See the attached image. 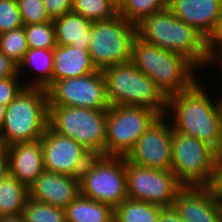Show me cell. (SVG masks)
I'll use <instances>...</instances> for the list:
<instances>
[{
  "label": "cell",
  "instance_id": "4fadbf2b",
  "mask_svg": "<svg viewBox=\"0 0 222 222\" xmlns=\"http://www.w3.org/2000/svg\"><path fill=\"white\" fill-rule=\"evenodd\" d=\"M173 129L166 118L160 116L140 135L125 159L137 166L171 171Z\"/></svg>",
  "mask_w": 222,
  "mask_h": 222
},
{
  "label": "cell",
  "instance_id": "ac0fdd59",
  "mask_svg": "<svg viewBox=\"0 0 222 222\" xmlns=\"http://www.w3.org/2000/svg\"><path fill=\"white\" fill-rule=\"evenodd\" d=\"M9 174L30 187L45 170L40 139L33 142H17L6 147Z\"/></svg>",
  "mask_w": 222,
  "mask_h": 222
},
{
  "label": "cell",
  "instance_id": "f1b7e54d",
  "mask_svg": "<svg viewBox=\"0 0 222 222\" xmlns=\"http://www.w3.org/2000/svg\"><path fill=\"white\" fill-rule=\"evenodd\" d=\"M27 44L30 49H54L56 47V38L54 25L52 21L23 25Z\"/></svg>",
  "mask_w": 222,
  "mask_h": 222
},
{
  "label": "cell",
  "instance_id": "8d00e7d4",
  "mask_svg": "<svg viewBox=\"0 0 222 222\" xmlns=\"http://www.w3.org/2000/svg\"><path fill=\"white\" fill-rule=\"evenodd\" d=\"M158 222H184L173 206L160 207Z\"/></svg>",
  "mask_w": 222,
  "mask_h": 222
},
{
  "label": "cell",
  "instance_id": "60d3db41",
  "mask_svg": "<svg viewBox=\"0 0 222 222\" xmlns=\"http://www.w3.org/2000/svg\"><path fill=\"white\" fill-rule=\"evenodd\" d=\"M7 106L0 104V130L2 129V125L5 119Z\"/></svg>",
  "mask_w": 222,
  "mask_h": 222
},
{
  "label": "cell",
  "instance_id": "7402d4cb",
  "mask_svg": "<svg viewBox=\"0 0 222 222\" xmlns=\"http://www.w3.org/2000/svg\"><path fill=\"white\" fill-rule=\"evenodd\" d=\"M66 222H114V209L79 194L66 208Z\"/></svg>",
  "mask_w": 222,
  "mask_h": 222
},
{
  "label": "cell",
  "instance_id": "8fae6325",
  "mask_svg": "<svg viewBox=\"0 0 222 222\" xmlns=\"http://www.w3.org/2000/svg\"><path fill=\"white\" fill-rule=\"evenodd\" d=\"M49 106H71L108 110L106 81L101 70L76 77L57 80L48 90Z\"/></svg>",
  "mask_w": 222,
  "mask_h": 222
},
{
  "label": "cell",
  "instance_id": "3957f363",
  "mask_svg": "<svg viewBox=\"0 0 222 222\" xmlns=\"http://www.w3.org/2000/svg\"><path fill=\"white\" fill-rule=\"evenodd\" d=\"M131 62L153 80L166 98L191 88L198 81L199 69L190 60L146 43L138 36L132 42Z\"/></svg>",
  "mask_w": 222,
  "mask_h": 222
},
{
  "label": "cell",
  "instance_id": "4316f807",
  "mask_svg": "<svg viewBox=\"0 0 222 222\" xmlns=\"http://www.w3.org/2000/svg\"><path fill=\"white\" fill-rule=\"evenodd\" d=\"M72 11L91 22L110 20L118 15L107 0H72Z\"/></svg>",
  "mask_w": 222,
  "mask_h": 222
},
{
  "label": "cell",
  "instance_id": "5bb4252c",
  "mask_svg": "<svg viewBox=\"0 0 222 222\" xmlns=\"http://www.w3.org/2000/svg\"><path fill=\"white\" fill-rule=\"evenodd\" d=\"M45 171L80 177L93 155L80 143L47 127L40 139Z\"/></svg>",
  "mask_w": 222,
  "mask_h": 222
},
{
  "label": "cell",
  "instance_id": "4dcf8cb0",
  "mask_svg": "<svg viewBox=\"0 0 222 222\" xmlns=\"http://www.w3.org/2000/svg\"><path fill=\"white\" fill-rule=\"evenodd\" d=\"M22 26L16 0H0V34Z\"/></svg>",
  "mask_w": 222,
  "mask_h": 222
},
{
  "label": "cell",
  "instance_id": "d4e9b609",
  "mask_svg": "<svg viewBox=\"0 0 222 222\" xmlns=\"http://www.w3.org/2000/svg\"><path fill=\"white\" fill-rule=\"evenodd\" d=\"M22 217L25 222H66V211L63 207L28 198Z\"/></svg>",
  "mask_w": 222,
  "mask_h": 222
},
{
  "label": "cell",
  "instance_id": "6da1fadb",
  "mask_svg": "<svg viewBox=\"0 0 222 222\" xmlns=\"http://www.w3.org/2000/svg\"><path fill=\"white\" fill-rule=\"evenodd\" d=\"M201 85L198 80L191 88L167 97L164 116H169L173 131L196 137L218 153L222 151V97L211 100Z\"/></svg>",
  "mask_w": 222,
  "mask_h": 222
},
{
  "label": "cell",
  "instance_id": "2e32d148",
  "mask_svg": "<svg viewBox=\"0 0 222 222\" xmlns=\"http://www.w3.org/2000/svg\"><path fill=\"white\" fill-rule=\"evenodd\" d=\"M173 207L184 222H220L218 202L208 186H183Z\"/></svg>",
  "mask_w": 222,
  "mask_h": 222
},
{
  "label": "cell",
  "instance_id": "5b68a950",
  "mask_svg": "<svg viewBox=\"0 0 222 222\" xmlns=\"http://www.w3.org/2000/svg\"><path fill=\"white\" fill-rule=\"evenodd\" d=\"M102 72L110 105L143 106L160 116L165 115L167 98L131 61L110 66Z\"/></svg>",
  "mask_w": 222,
  "mask_h": 222
},
{
  "label": "cell",
  "instance_id": "44dd1931",
  "mask_svg": "<svg viewBox=\"0 0 222 222\" xmlns=\"http://www.w3.org/2000/svg\"><path fill=\"white\" fill-rule=\"evenodd\" d=\"M36 70L33 79L26 82L25 87H38L48 90L53 85V49H28L18 64V75H25L26 68Z\"/></svg>",
  "mask_w": 222,
  "mask_h": 222
},
{
  "label": "cell",
  "instance_id": "9a60e30c",
  "mask_svg": "<svg viewBox=\"0 0 222 222\" xmlns=\"http://www.w3.org/2000/svg\"><path fill=\"white\" fill-rule=\"evenodd\" d=\"M168 8L209 41L221 19L222 0H168Z\"/></svg>",
  "mask_w": 222,
  "mask_h": 222
},
{
  "label": "cell",
  "instance_id": "f35d334b",
  "mask_svg": "<svg viewBox=\"0 0 222 222\" xmlns=\"http://www.w3.org/2000/svg\"><path fill=\"white\" fill-rule=\"evenodd\" d=\"M0 222H25L22 215L0 217Z\"/></svg>",
  "mask_w": 222,
  "mask_h": 222
},
{
  "label": "cell",
  "instance_id": "e575fe53",
  "mask_svg": "<svg viewBox=\"0 0 222 222\" xmlns=\"http://www.w3.org/2000/svg\"><path fill=\"white\" fill-rule=\"evenodd\" d=\"M209 50H210V64L215 66L219 65L218 67H222V36H213L209 41ZM220 63V64H218ZM217 64V65H216Z\"/></svg>",
  "mask_w": 222,
  "mask_h": 222
},
{
  "label": "cell",
  "instance_id": "7a4b0ae2",
  "mask_svg": "<svg viewBox=\"0 0 222 222\" xmlns=\"http://www.w3.org/2000/svg\"><path fill=\"white\" fill-rule=\"evenodd\" d=\"M137 36L146 43L184 56L198 69L209 66L208 40L194 27L182 22L168 7L137 24Z\"/></svg>",
  "mask_w": 222,
  "mask_h": 222
},
{
  "label": "cell",
  "instance_id": "7c38bea8",
  "mask_svg": "<svg viewBox=\"0 0 222 222\" xmlns=\"http://www.w3.org/2000/svg\"><path fill=\"white\" fill-rule=\"evenodd\" d=\"M128 198L149 202L160 207L173 206L183 185L172 171L145 168L125 159Z\"/></svg>",
  "mask_w": 222,
  "mask_h": 222
},
{
  "label": "cell",
  "instance_id": "e0dca14e",
  "mask_svg": "<svg viewBox=\"0 0 222 222\" xmlns=\"http://www.w3.org/2000/svg\"><path fill=\"white\" fill-rule=\"evenodd\" d=\"M29 198L66 208L79 194V178L43 171L28 187Z\"/></svg>",
  "mask_w": 222,
  "mask_h": 222
},
{
  "label": "cell",
  "instance_id": "1f68e13d",
  "mask_svg": "<svg viewBox=\"0 0 222 222\" xmlns=\"http://www.w3.org/2000/svg\"><path fill=\"white\" fill-rule=\"evenodd\" d=\"M23 79L20 76L0 78V104L8 106L15 99L25 87Z\"/></svg>",
  "mask_w": 222,
  "mask_h": 222
},
{
  "label": "cell",
  "instance_id": "30bf717a",
  "mask_svg": "<svg viewBox=\"0 0 222 222\" xmlns=\"http://www.w3.org/2000/svg\"><path fill=\"white\" fill-rule=\"evenodd\" d=\"M216 154L198 138L173 131L171 171L183 186H208Z\"/></svg>",
  "mask_w": 222,
  "mask_h": 222
},
{
  "label": "cell",
  "instance_id": "b9f144b4",
  "mask_svg": "<svg viewBox=\"0 0 222 222\" xmlns=\"http://www.w3.org/2000/svg\"><path fill=\"white\" fill-rule=\"evenodd\" d=\"M217 202H218V207L220 211V222H222V195H215Z\"/></svg>",
  "mask_w": 222,
  "mask_h": 222
},
{
  "label": "cell",
  "instance_id": "d6a6232c",
  "mask_svg": "<svg viewBox=\"0 0 222 222\" xmlns=\"http://www.w3.org/2000/svg\"><path fill=\"white\" fill-rule=\"evenodd\" d=\"M43 2L52 20L72 11V0H43Z\"/></svg>",
  "mask_w": 222,
  "mask_h": 222
},
{
  "label": "cell",
  "instance_id": "7bdbcfd3",
  "mask_svg": "<svg viewBox=\"0 0 222 222\" xmlns=\"http://www.w3.org/2000/svg\"><path fill=\"white\" fill-rule=\"evenodd\" d=\"M213 36H222V14H221V19H220L218 28Z\"/></svg>",
  "mask_w": 222,
  "mask_h": 222
},
{
  "label": "cell",
  "instance_id": "ffe728a7",
  "mask_svg": "<svg viewBox=\"0 0 222 222\" xmlns=\"http://www.w3.org/2000/svg\"><path fill=\"white\" fill-rule=\"evenodd\" d=\"M57 45H73L88 49L92 38V22L73 11L52 20Z\"/></svg>",
  "mask_w": 222,
  "mask_h": 222
},
{
  "label": "cell",
  "instance_id": "8992f818",
  "mask_svg": "<svg viewBox=\"0 0 222 222\" xmlns=\"http://www.w3.org/2000/svg\"><path fill=\"white\" fill-rule=\"evenodd\" d=\"M107 110L49 106L48 127L80 143L93 156H105Z\"/></svg>",
  "mask_w": 222,
  "mask_h": 222
},
{
  "label": "cell",
  "instance_id": "836d02e7",
  "mask_svg": "<svg viewBox=\"0 0 222 222\" xmlns=\"http://www.w3.org/2000/svg\"><path fill=\"white\" fill-rule=\"evenodd\" d=\"M208 187L214 195H222V151L216 154L213 175Z\"/></svg>",
  "mask_w": 222,
  "mask_h": 222
},
{
  "label": "cell",
  "instance_id": "cb8c5ba5",
  "mask_svg": "<svg viewBox=\"0 0 222 222\" xmlns=\"http://www.w3.org/2000/svg\"><path fill=\"white\" fill-rule=\"evenodd\" d=\"M160 206L126 198L114 209V222H158Z\"/></svg>",
  "mask_w": 222,
  "mask_h": 222
},
{
  "label": "cell",
  "instance_id": "74e56055",
  "mask_svg": "<svg viewBox=\"0 0 222 222\" xmlns=\"http://www.w3.org/2000/svg\"><path fill=\"white\" fill-rule=\"evenodd\" d=\"M9 174L8 153L5 146L0 145V181Z\"/></svg>",
  "mask_w": 222,
  "mask_h": 222
},
{
  "label": "cell",
  "instance_id": "d590c367",
  "mask_svg": "<svg viewBox=\"0 0 222 222\" xmlns=\"http://www.w3.org/2000/svg\"><path fill=\"white\" fill-rule=\"evenodd\" d=\"M18 75V65L0 51V78Z\"/></svg>",
  "mask_w": 222,
  "mask_h": 222
},
{
  "label": "cell",
  "instance_id": "603a6c76",
  "mask_svg": "<svg viewBox=\"0 0 222 222\" xmlns=\"http://www.w3.org/2000/svg\"><path fill=\"white\" fill-rule=\"evenodd\" d=\"M29 198L28 187L12 174L0 181V217L22 215Z\"/></svg>",
  "mask_w": 222,
  "mask_h": 222
},
{
  "label": "cell",
  "instance_id": "ba28073f",
  "mask_svg": "<svg viewBox=\"0 0 222 222\" xmlns=\"http://www.w3.org/2000/svg\"><path fill=\"white\" fill-rule=\"evenodd\" d=\"M92 38L88 51L97 70L131 61L133 39L137 36V25L121 15L110 20L91 24Z\"/></svg>",
  "mask_w": 222,
  "mask_h": 222
},
{
  "label": "cell",
  "instance_id": "484cf974",
  "mask_svg": "<svg viewBox=\"0 0 222 222\" xmlns=\"http://www.w3.org/2000/svg\"><path fill=\"white\" fill-rule=\"evenodd\" d=\"M167 7L168 0H124V5L118 14L137 25L144 18Z\"/></svg>",
  "mask_w": 222,
  "mask_h": 222
},
{
  "label": "cell",
  "instance_id": "277c9868",
  "mask_svg": "<svg viewBox=\"0 0 222 222\" xmlns=\"http://www.w3.org/2000/svg\"><path fill=\"white\" fill-rule=\"evenodd\" d=\"M47 90L24 87L7 106L0 130V145L33 142L41 139L48 127Z\"/></svg>",
  "mask_w": 222,
  "mask_h": 222
},
{
  "label": "cell",
  "instance_id": "9c48e42d",
  "mask_svg": "<svg viewBox=\"0 0 222 222\" xmlns=\"http://www.w3.org/2000/svg\"><path fill=\"white\" fill-rule=\"evenodd\" d=\"M160 115L143 106L110 105L107 110L105 156L126 157Z\"/></svg>",
  "mask_w": 222,
  "mask_h": 222
},
{
  "label": "cell",
  "instance_id": "ab89813d",
  "mask_svg": "<svg viewBox=\"0 0 222 222\" xmlns=\"http://www.w3.org/2000/svg\"><path fill=\"white\" fill-rule=\"evenodd\" d=\"M118 12L124 5V0H107Z\"/></svg>",
  "mask_w": 222,
  "mask_h": 222
},
{
  "label": "cell",
  "instance_id": "52a82bcc",
  "mask_svg": "<svg viewBox=\"0 0 222 222\" xmlns=\"http://www.w3.org/2000/svg\"><path fill=\"white\" fill-rule=\"evenodd\" d=\"M125 157L93 156L79 177L80 194L115 209L126 198Z\"/></svg>",
  "mask_w": 222,
  "mask_h": 222
},
{
  "label": "cell",
  "instance_id": "f546056e",
  "mask_svg": "<svg viewBox=\"0 0 222 222\" xmlns=\"http://www.w3.org/2000/svg\"><path fill=\"white\" fill-rule=\"evenodd\" d=\"M23 25L52 21L43 0H16Z\"/></svg>",
  "mask_w": 222,
  "mask_h": 222
},
{
  "label": "cell",
  "instance_id": "83f0119b",
  "mask_svg": "<svg viewBox=\"0 0 222 222\" xmlns=\"http://www.w3.org/2000/svg\"><path fill=\"white\" fill-rule=\"evenodd\" d=\"M29 49L24 27L0 34V51L15 64H19Z\"/></svg>",
  "mask_w": 222,
  "mask_h": 222
},
{
  "label": "cell",
  "instance_id": "d6986e66",
  "mask_svg": "<svg viewBox=\"0 0 222 222\" xmlns=\"http://www.w3.org/2000/svg\"><path fill=\"white\" fill-rule=\"evenodd\" d=\"M96 70L88 49L73 45H56L53 49V84L57 80L80 77Z\"/></svg>",
  "mask_w": 222,
  "mask_h": 222
}]
</instances>
